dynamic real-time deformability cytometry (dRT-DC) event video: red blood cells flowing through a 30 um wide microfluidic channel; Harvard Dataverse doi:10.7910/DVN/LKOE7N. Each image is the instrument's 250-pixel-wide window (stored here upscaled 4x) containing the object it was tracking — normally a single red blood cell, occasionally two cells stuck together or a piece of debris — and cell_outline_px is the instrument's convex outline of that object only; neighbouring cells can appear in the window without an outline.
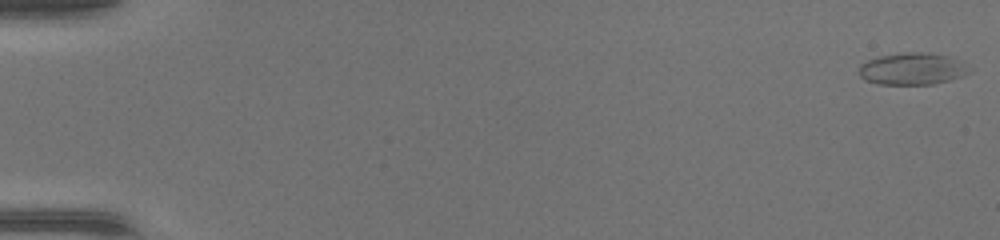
{"species": "common noctule bat (a hibernating species)", "species_latin": "Nyctalus noctula", "temperature_condition": "warm", "stored_images_in_passage": 47, "camera_frame_rate_fps": 3000, "um_per_image_px": 0.085, "animal": {"sex": "female", "body_mass_g": 17.0, "forearm_length_mm": 48.0}, "frame": {"image": 1, "passage_image": 1, "time_ms": 0.0, "image_size_px": [1000, 240], "cell_outline_px": [[972, 72], [948, 80], [932, 84], [880, 84], [864, 80], [860, 76], [860, 64], [876, 56], [904, 52], [928, 52], [948, 56], [972, 68]], "centroid_in_image_um": [77.53, 5.84], "position_along_channel_um": 7.5, "area_um2": 20.52}}
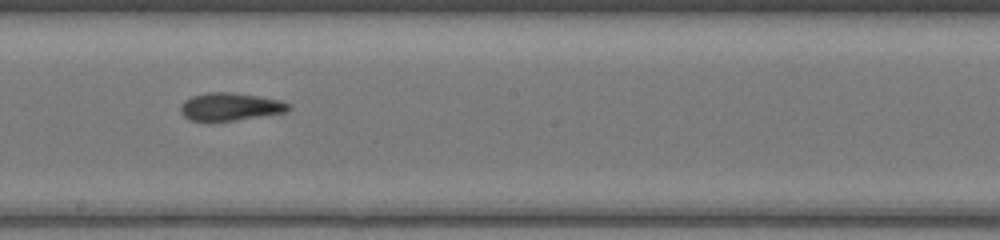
{"frame": {"image": 2, "passage_image": 28, "time_ms": 9.0, "image_size_px": [1000, 240], "cell_outline_px": [[292, 108], [288, 112], [236, 120], [208, 124], [188, 120], [180, 112], [180, 104], [184, 100], [192, 96], [208, 92], [232, 92], [280, 100], [292, 104]], "centroid_in_image_um": [19.53, 9.11], "position_along_channel_um": 228.7, "area_um2": 18.21}}
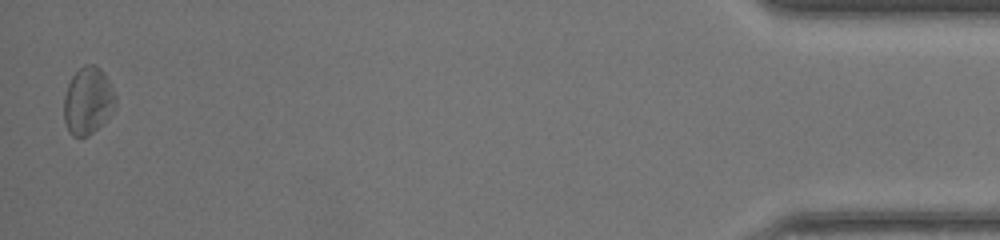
{"frame": {"image": 3, "passage_image": 47, "time_ms": 15.333, "image_size_px": [1000, 240], "cell_outline_px": [[116, 104], [108, 116], [88, 136], [72, 136], [68, 132], [64, 120], [64, 96], [68, 84], [72, 76], [84, 64], [96, 64], [104, 72], [116, 96]], "centroid_in_image_um": [7.45, 8.54], "position_along_channel_um": 427.7, "area_um2": 20.06}}